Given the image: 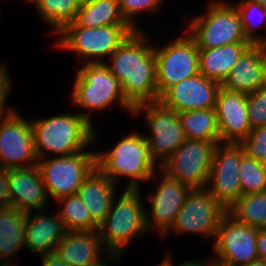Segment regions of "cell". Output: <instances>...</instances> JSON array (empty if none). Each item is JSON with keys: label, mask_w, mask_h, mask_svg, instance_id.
Instances as JSON below:
<instances>
[{"label": "cell", "mask_w": 266, "mask_h": 266, "mask_svg": "<svg viewBox=\"0 0 266 266\" xmlns=\"http://www.w3.org/2000/svg\"><path fill=\"white\" fill-rule=\"evenodd\" d=\"M245 155L240 143H218L206 189L227 211L241 196L239 165Z\"/></svg>", "instance_id": "13"}, {"label": "cell", "mask_w": 266, "mask_h": 266, "mask_svg": "<svg viewBox=\"0 0 266 266\" xmlns=\"http://www.w3.org/2000/svg\"><path fill=\"white\" fill-rule=\"evenodd\" d=\"M240 144L247 156L263 164L266 162V126L251 130Z\"/></svg>", "instance_id": "34"}, {"label": "cell", "mask_w": 266, "mask_h": 266, "mask_svg": "<svg viewBox=\"0 0 266 266\" xmlns=\"http://www.w3.org/2000/svg\"><path fill=\"white\" fill-rule=\"evenodd\" d=\"M247 109L251 130L266 126V89L247 94Z\"/></svg>", "instance_id": "33"}, {"label": "cell", "mask_w": 266, "mask_h": 266, "mask_svg": "<svg viewBox=\"0 0 266 266\" xmlns=\"http://www.w3.org/2000/svg\"><path fill=\"white\" fill-rule=\"evenodd\" d=\"M170 256L171 255H167L163 262L161 261L160 265L157 266H175Z\"/></svg>", "instance_id": "42"}, {"label": "cell", "mask_w": 266, "mask_h": 266, "mask_svg": "<svg viewBox=\"0 0 266 266\" xmlns=\"http://www.w3.org/2000/svg\"><path fill=\"white\" fill-rule=\"evenodd\" d=\"M266 54L265 45H251L234 64L222 85L242 93H252L262 88L261 58Z\"/></svg>", "instance_id": "23"}, {"label": "cell", "mask_w": 266, "mask_h": 266, "mask_svg": "<svg viewBox=\"0 0 266 266\" xmlns=\"http://www.w3.org/2000/svg\"><path fill=\"white\" fill-rule=\"evenodd\" d=\"M73 104L101 111L114 102L133 113L134 106L124 97L120 81L110 72L105 63H85L79 68L72 91Z\"/></svg>", "instance_id": "5"}, {"label": "cell", "mask_w": 266, "mask_h": 266, "mask_svg": "<svg viewBox=\"0 0 266 266\" xmlns=\"http://www.w3.org/2000/svg\"><path fill=\"white\" fill-rule=\"evenodd\" d=\"M256 246L259 259L266 261V229H258Z\"/></svg>", "instance_id": "38"}, {"label": "cell", "mask_w": 266, "mask_h": 266, "mask_svg": "<svg viewBox=\"0 0 266 266\" xmlns=\"http://www.w3.org/2000/svg\"><path fill=\"white\" fill-rule=\"evenodd\" d=\"M45 212L39 210L34 216L32 212L26 213L25 246L39 255L55 252L66 233L58 214L47 216Z\"/></svg>", "instance_id": "21"}, {"label": "cell", "mask_w": 266, "mask_h": 266, "mask_svg": "<svg viewBox=\"0 0 266 266\" xmlns=\"http://www.w3.org/2000/svg\"><path fill=\"white\" fill-rule=\"evenodd\" d=\"M207 12L189 22L188 35L199 49L233 43H249L244 36L239 13L232 3L212 1Z\"/></svg>", "instance_id": "7"}, {"label": "cell", "mask_w": 266, "mask_h": 266, "mask_svg": "<svg viewBox=\"0 0 266 266\" xmlns=\"http://www.w3.org/2000/svg\"><path fill=\"white\" fill-rule=\"evenodd\" d=\"M239 177L242 195L266 191L265 165L246 154L240 161Z\"/></svg>", "instance_id": "32"}, {"label": "cell", "mask_w": 266, "mask_h": 266, "mask_svg": "<svg viewBox=\"0 0 266 266\" xmlns=\"http://www.w3.org/2000/svg\"><path fill=\"white\" fill-rule=\"evenodd\" d=\"M91 120L89 112L30 120L38 159L47 153L66 156L86 149L97 137Z\"/></svg>", "instance_id": "2"}, {"label": "cell", "mask_w": 266, "mask_h": 266, "mask_svg": "<svg viewBox=\"0 0 266 266\" xmlns=\"http://www.w3.org/2000/svg\"><path fill=\"white\" fill-rule=\"evenodd\" d=\"M261 81H262V88L266 89V54L261 58Z\"/></svg>", "instance_id": "41"}, {"label": "cell", "mask_w": 266, "mask_h": 266, "mask_svg": "<svg viewBox=\"0 0 266 266\" xmlns=\"http://www.w3.org/2000/svg\"><path fill=\"white\" fill-rule=\"evenodd\" d=\"M27 1V3H32V0H26Z\"/></svg>", "instance_id": "46"}, {"label": "cell", "mask_w": 266, "mask_h": 266, "mask_svg": "<svg viewBox=\"0 0 266 266\" xmlns=\"http://www.w3.org/2000/svg\"><path fill=\"white\" fill-rule=\"evenodd\" d=\"M11 84L12 81L10 80L6 65L0 64V119L7 117L16 111L12 107L7 108L8 110L5 107V101L12 87Z\"/></svg>", "instance_id": "36"}, {"label": "cell", "mask_w": 266, "mask_h": 266, "mask_svg": "<svg viewBox=\"0 0 266 266\" xmlns=\"http://www.w3.org/2000/svg\"><path fill=\"white\" fill-rule=\"evenodd\" d=\"M154 52L159 97L171 86L200 73L199 48L188 34L162 48L154 47Z\"/></svg>", "instance_id": "12"}, {"label": "cell", "mask_w": 266, "mask_h": 266, "mask_svg": "<svg viewBox=\"0 0 266 266\" xmlns=\"http://www.w3.org/2000/svg\"><path fill=\"white\" fill-rule=\"evenodd\" d=\"M103 260H101V258H100V261H97V262H95V263H93V264H90L89 266H109V264H105L104 262H102Z\"/></svg>", "instance_id": "44"}, {"label": "cell", "mask_w": 266, "mask_h": 266, "mask_svg": "<svg viewBox=\"0 0 266 266\" xmlns=\"http://www.w3.org/2000/svg\"><path fill=\"white\" fill-rule=\"evenodd\" d=\"M38 160L30 120L24 119L16 111L1 118L0 168H28L37 165Z\"/></svg>", "instance_id": "15"}, {"label": "cell", "mask_w": 266, "mask_h": 266, "mask_svg": "<svg viewBox=\"0 0 266 266\" xmlns=\"http://www.w3.org/2000/svg\"><path fill=\"white\" fill-rule=\"evenodd\" d=\"M178 266H214L213 262L209 260V262L207 261H201V260H190V261H186L184 263L178 264Z\"/></svg>", "instance_id": "40"}, {"label": "cell", "mask_w": 266, "mask_h": 266, "mask_svg": "<svg viewBox=\"0 0 266 266\" xmlns=\"http://www.w3.org/2000/svg\"><path fill=\"white\" fill-rule=\"evenodd\" d=\"M178 117L187 139L220 141L215 108L182 111Z\"/></svg>", "instance_id": "27"}, {"label": "cell", "mask_w": 266, "mask_h": 266, "mask_svg": "<svg viewBox=\"0 0 266 266\" xmlns=\"http://www.w3.org/2000/svg\"><path fill=\"white\" fill-rule=\"evenodd\" d=\"M158 165L151 158L148 141L139 132L123 137L111 151H96V166L115 184L119 177H128L129 189H139L140 181L153 179Z\"/></svg>", "instance_id": "3"}, {"label": "cell", "mask_w": 266, "mask_h": 266, "mask_svg": "<svg viewBox=\"0 0 266 266\" xmlns=\"http://www.w3.org/2000/svg\"><path fill=\"white\" fill-rule=\"evenodd\" d=\"M10 206L8 170L0 168V207Z\"/></svg>", "instance_id": "37"}, {"label": "cell", "mask_w": 266, "mask_h": 266, "mask_svg": "<svg viewBox=\"0 0 266 266\" xmlns=\"http://www.w3.org/2000/svg\"><path fill=\"white\" fill-rule=\"evenodd\" d=\"M220 143H240L251 131L247 94L222 84L215 104Z\"/></svg>", "instance_id": "17"}, {"label": "cell", "mask_w": 266, "mask_h": 266, "mask_svg": "<svg viewBox=\"0 0 266 266\" xmlns=\"http://www.w3.org/2000/svg\"><path fill=\"white\" fill-rule=\"evenodd\" d=\"M124 190L118 201L115 200L116 204L113 199L108 214L97 230L107 248L105 252L109 253L107 261L118 260L129 242L148 231L140 190Z\"/></svg>", "instance_id": "4"}, {"label": "cell", "mask_w": 266, "mask_h": 266, "mask_svg": "<svg viewBox=\"0 0 266 266\" xmlns=\"http://www.w3.org/2000/svg\"><path fill=\"white\" fill-rule=\"evenodd\" d=\"M43 266H68L55 252L40 255Z\"/></svg>", "instance_id": "39"}, {"label": "cell", "mask_w": 266, "mask_h": 266, "mask_svg": "<svg viewBox=\"0 0 266 266\" xmlns=\"http://www.w3.org/2000/svg\"><path fill=\"white\" fill-rule=\"evenodd\" d=\"M242 266H266V261L258 259V260L250 262L249 264L242 265Z\"/></svg>", "instance_id": "43"}, {"label": "cell", "mask_w": 266, "mask_h": 266, "mask_svg": "<svg viewBox=\"0 0 266 266\" xmlns=\"http://www.w3.org/2000/svg\"><path fill=\"white\" fill-rule=\"evenodd\" d=\"M10 206L21 212L47 210L48 195L37 165L8 170Z\"/></svg>", "instance_id": "19"}, {"label": "cell", "mask_w": 266, "mask_h": 266, "mask_svg": "<svg viewBox=\"0 0 266 266\" xmlns=\"http://www.w3.org/2000/svg\"><path fill=\"white\" fill-rule=\"evenodd\" d=\"M129 25L122 17L118 0H83L75 19L66 26L103 27Z\"/></svg>", "instance_id": "26"}, {"label": "cell", "mask_w": 266, "mask_h": 266, "mask_svg": "<svg viewBox=\"0 0 266 266\" xmlns=\"http://www.w3.org/2000/svg\"><path fill=\"white\" fill-rule=\"evenodd\" d=\"M134 30L130 25H107L96 28L65 26L58 33L59 39L55 46L75 52L81 61L88 58L86 63H105L102 58H109ZM98 57L102 58L99 60Z\"/></svg>", "instance_id": "6"}, {"label": "cell", "mask_w": 266, "mask_h": 266, "mask_svg": "<svg viewBox=\"0 0 266 266\" xmlns=\"http://www.w3.org/2000/svg\"><path fill=\"white\" fill-rule=\"evenodd\" d=\"M250 46V43H233L215 48L199 49L200 74L222 84L239 57Z\"/></svg>", "instance_id": "24"}, {"label": "cell", "mask_w": 266, "mask_h": 266, "mask_svg": "<svg viewBox=\"0 0 266 266\" xmlns=\"http://www.w3.org/2000/svg\"><path fill=\"white\" fill-rule=\"evenodd\" d=\"M162 1L163 0H118V3L122 17L132 28L139 30L133 17L141 12H153L154 9L157 10V8L162 5Z\"/></svg>", "instance_id": "35"}, {"label": "cell", "mask_w": 266, "mask_h": 266, "mask_svg": "<svg viewBox=\"0 0 266 266\" xmlns=\"http://www.w3.org/2000/svg\"><path fill=\"white\" fill-rule=\"evenodd\" d=\"M258 229L238 222L226 212L219 222L214 241V266H242L258 260Z\"/></svg>", "instance_id": "11"}, {"label": "cell", "mask_w": 266, "mask_h": 266, "mask_svg": "<svg viewBox=\"0 0 266 266\" xmlns=\"http://www.w3.org/2000/svg\"><path fill=\"white\" fill-rule=\"evenodd\" d=\"M26 213L13 206L0 207L1 266H9L10 258L25 246Z\"/></svg>", "instance_id": "25"}, {"label": "cell", "mask_w": 266, "mask_h": 266, "mask_svg": "<svg viewBox=\"0 0 266 266\" xmlns=\"http://www.w3.org/2000/svg\"><path fill=\"white\" fill-rule=\"evenodd\" d=\"M142 112L152 133L144 137L148 141L151 158L156 164L159 162L160 167L187 138L178 113L160 101L142 103L133 108V115Z\"/></svg>", "instance_id": "9"}, {"label": "cell", "mask_w": 266, "mask_h": 266, "mask_svg": "<svg viewBox=\"0 0 266 266\" xmlns=\"http://www.w3.org/2000/svg\"><path fill=\"white\" fill-rule=\"evenodd\" d=\"M220 83L198 73L168 88L159 101L177 113L215 108Z\"/></svg>", "instance_id": "18"}, {"label": "cell", "mask_w": 266, "mask_h": 266, "mask_svg": "<svg viewBox=\"0 0 266 266\" xmlns=\"http://www.w3.org/2000/svg\"><path fill=\"white\" fill-rule=\"evenodd\" d=\"M116 184L97 166L85 177L78 188L77 194L89 209L92 216V231H97L99 225L108 214Z\"/></svg>", "instance_id": "20"}, {"label": "cell", "mask_w": 266, "mask_h": 266, "mask_svg": "<svg viewBox=\"0 0 266 266\" xmlns=\"http://www.w3.org/2000/svg\"><path fill=\"white\" fill-rule=\"evenodd\" d=\"M253 1L258 2L259 4H261L266 8V0H253Z\"/></svg>", "instance_id": "45"}, {"label": "cell", "mask_w": 266, "mask_h": 266, "mask_svg": "<svg viewBox=\"0 0 266 266\" xmlns=\"http://www.w3.org/2000/svg\"><path fill=\"white\" fill-rule=\"evenodd\" d=\"M106 247L98 231H66L55 253L68 266H89L99 261Z\"/></svg>", "instance_id": "22"}, {"label": "cell", "mask_w": 266, "mask_h": 266, "mask_svg": "<svg viewBox=\"0 0 266 266\" xmlns=\"http://www.w3.org/2000/svg\"><path fill=\"white\" fill-rule=\"evenodd\" d=\"M63 207L58 216L66 231H92V216L78 194L58 199Z\"/></svg>", "instance_id": "30"}, {"label": "cell", "mask_w": 266, "mask_h": 266, "mask_svg": "<svg viewBox=\"0 0 266 266\" xmlns=\"http://www.w3.org/2000/svg\"><path fill=\"white\" fill-rule=\"evenodd\" d=\"M157 169L159 174H162V179L157 184L153 195L152 193L150 195L152 206L150 212L145 210V222L147 230L151 227L155 228L162 237L173 225L176 215L185 202L191 188L169 177L160 167ZM148 213L151 215H148Z\"/></svg>", "instance_id": "16"}, {"label": "cell", "mask_w": 266, "mask_h": 266, "mask_svg": "<svg viewBox=\"0 0 266 266\" xmlns=\"http://www.w3.org/2000/svg\"><path fill=\"white\" fill-rule=\"evenodd\" d=\"M227 212L240 223L266 229V191L242 195Z\"/></svg>", "instance_id": "28"}, {"label": "cell", "mask_w": 266, "mask_h": 266, "mask_svg": "<svg viewBox=\"0 0 266 266\" xmlns=\"http://www.w3.org/2000/svg\"><path fill=\"white\" fill-rule=\"evenodd\" d=\"M218 143L220 141L186 139L160 169L191 189L206 188Z\"/></svg>", "instance_id": "10"}, {"label": "cell", "mask_w": 266, "mask_h": 266, "mask_svg": "<svg viewBox=\"0 0 266 266\" xmlns=\"http://www.w3.org/2000/svg\"><path fill=\"white\" fill-rule=\"evenodd\" d=\"M39 15L58 34L67 24L72 23L82 0H32Z\"/></svg>", "instance_id": "29"}, {"label": "cell", "mask_w": 266, "mask_h": 266, "mask_svg": "<svg viewBox=\"0 0 266 266\" xmlns=\"http://www.w3.org/2000/svg\"><path fill=\"white\" fill-rule=\"evenodd\" d=\"M142 30H134L111 54L110 72L120 81L124 97L135 107L159 101L154 45ZM146 43V44H145Z\"/></svg>", "instance_id": "1"}, {"label": "cell", "mask_w": 266, "mask_h": 266, "mask_svg": "<svg viewBox=\"0 0 266 266\" xmlns=\"http://www.w3.org/2000/svg\"><path fill=\"white\" fill-rule=\"evenodd\" d=\"M237 3L238 5H235L234 3L232 4L235 6L237 12L239 13L241 24L243 27V33L247 41L251 45L266 46V37L264 38L257 36L256 33H254L255 28L251 27L252 25H254L253 23L255 22V19L256 21L258 19L257 22L259 24H256L258 27L260 26V22L262 23L264 20L266 21V8L253 0H241ZM254 15H258V18H253Z\"/></svg>", "instance_id": "31"}, {"label": "cell", "mask_w": 266, "mask_h": 266, "mask_svg": "<svg viewBox=\"0 0 266 266\" xmlns=\"http://www.w3.org/2000/svg\"><path fill=\"white\" fill-rule=\"evenodd\" d=\"M48 198L57 201L77 194L85 177L96 166V153L80 151L73 155L41 158L37 162Z\"/></svg>", "instance_id": "8"}, {"label": "cell", "mask_w": 266, "mask_h": 266, "mask_svg": "<svg viewBox=\"0 0 266 266\" xmlns=\"http://www.w3.org/2000/svg\"><path fill=\"white\" fill-rule=\"evenodd\" d=\"M226 212L206 188L191 189L173 225L165 234L171 230L176 234L198 233L214 239Z\"/></svg>", "instance_id": "14"}]
</instances>
